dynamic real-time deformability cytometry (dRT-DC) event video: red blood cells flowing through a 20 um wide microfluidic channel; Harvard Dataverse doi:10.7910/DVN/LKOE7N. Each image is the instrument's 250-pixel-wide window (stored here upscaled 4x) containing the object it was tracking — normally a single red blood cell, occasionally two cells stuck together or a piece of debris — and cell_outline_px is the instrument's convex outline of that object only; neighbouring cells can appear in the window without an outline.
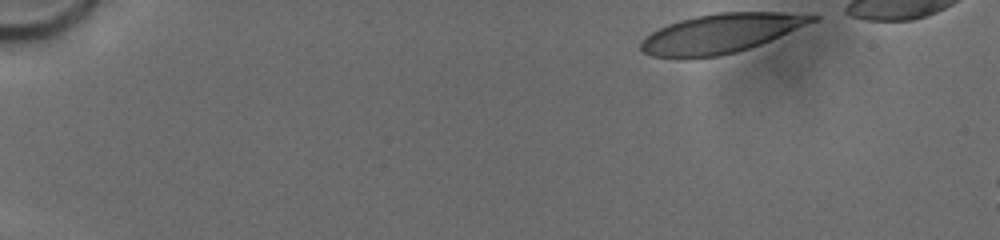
{"species": "human", "species_latin": "Homo sapiens", "temperature_condition": "cold", "stored_images_in_passage": 7, "camera_frame_rate_fps": 3000, "um_per_image_px": 0.085, "donor": {"sex": "male"}, "frame": {"image": 1, "passage_image": 1, "time_ms": 0.0, "image_size_px": [1000, 240], "cell_outline_px": [[820, 20], [760, 44], [736, 52], [720, 56], [652, 56], [644, 52], [640, 48], [640, 40], [652, 32], [668, 24], [680, 20], [696, 16], [716, 12], [780, 12], [820, 16]], "centroid_in_image_um": [61.32, 2.81], "position_along_channel_um": 23.7, "area_um2": 38.55}}